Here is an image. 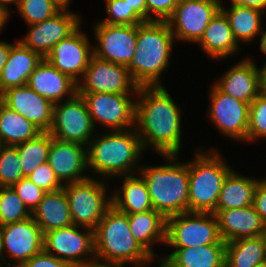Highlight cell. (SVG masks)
<instances>
[{
	"mask_svg": "<svg viewBox=\"0 0 266 267\" xmlns=\"http://www.w3.org/2000/svg\"><path fill=\"white\" fill-rule=\"evenodd\" d=\"M47 162L63 185L90 177V174L86 175V171L88 172L87 147L82 144L58 140L51 136Z\"/></svg>",
	"mask_w": 266,
	"mask_h": 267,
	"instance_id": "obj_19",
	"label": "cell"
},
{
	"mask_svg": "<svg viewBox=\"0 0 266 267\" xmlns=\"http://www.w3.org/2000/svg\"><path fill=\"white\" fill-rule=\"evenodd\" d=\"M108 185L107 180H100L94 176L83 181L64 184L63 189L68 199L74 225L92 230L96 228L107 209L112 205ZM108 194L110 195L108 196Z\"/></svg>",
	"mask_w": 266,
	"mask_h": 267,
	"instance_id": "obj_7",
	"label": "cell"
},
{
	"mask_svg": "<svg viewBox=\"0 0 266 267\" xmlns=\"http://www.w3.org/2000/svg\"><path fill=\"white\" fill-rule=\"evenodd\" d=\"M263 238H264V241H265V247H266V231H265V233L263 234Z\"/></svg>",
	"mask_w": 266,
	"mask_h": 267,
	"instance_id": "obj_57",
	"label": "cell"
},
{
	"mask_svg": "<svg viewBox=\"0 0 266 267\" xmlns=\"http://www.w3.org/2000/svg\"><path fill=\"white\" fill-rule=\"evenodd\" d=\"M18 1L19 0H0V6L3 7L7 12L11 14L9 5L12 6L13 4L16 8L18 5Z\"/></svg>",
	"mask_w": 266,
	"mask_h": 267,
	"instance_id": "obj_50",
	"label": "cell"
},
{
	"mask_svg": "<svg viewBox=\"0 0 266 267\" xmlns=\"http://www.w3.org/2000/svg\"><path fill=\"white\" fill-rule=\"evenodd\" d=\"M220 7V0H180L167 20L175 42L196 44Z\"/></svg>",
	"mask_w": 266,
	"mask_h": 267,
	"instance_id": "obj_14",
	"label": "cell"
},
{
	"mask_svg": "<svg viewBox=\"0 0 266 267\" xmlns=\"http://www.w3.org/2000/svg\"><path fill=\"white\" fill-rule=\"evenodd\" d=\"M174 44L167 21H145L137 25L136 49L127 69L139 87L164 86L162 74L170 68Z\"/></svg>",
	"mask_w": 266,
	"mask_h": 267,
	"instance_id": "obj_3",
	"label": "cell"
},
{
	"mask_svg": "<svg viewBox=\"0 0 266 267\" xmlns=\"http://www.w3.org/2000/svg\"><path fill=\"white\" fill-rule=\"evenodd\" d=\"M200 148L188 161V212L213 213L216 209L223 182L232 170L215 147L208 151Z\"/></svg>",
	"mask_w": 266,
	"mask_h": 267,
	"instance_id": "obj_6",
	"label": "cell"
},
{
	"mask_svg": "<svg viewBox=\"0 0 266 267\" xmlns=\"http://www.w3.org/2000/svg\"><path fill=\"white\" fill-rule=\"evenodd\" d=\"M258 180L232 169L223 182L215 211L252 206Z\"/></svg>",
	"mask_w": 266,
	"mask_h": 267,
	"instance_id": "obj_31",
	"label": "cell"
},
{
	"mask_svg": "<svg viewBox=\"0 0 266 267\" xmlns=\"http://www.w3.org/2000/svg\"><path fill=\"white\" fill-rule=\"evenodd\" d=\"M11 14L0 6V35L4 27H6Z\"/></svg>",
	"mask_w": 266,
	"mask_h": 267,
	"instance_id": "obj_49",
	"label": "cell"
},
{
	"mask_svg": "<svg viewBox=\"0 0 266 267\" xmlns=\"http://www.w3.org/2000/svg\"><path fill=\"white\" fill-rule=\"evenodd\" d=\"M219 233L224 242L241 238L261 236L266 231V224L254 206L239 209L214 211Z\"/></svg>",
	"mask_w": 266,
	"mask_h": 267,
	"instance_id": "obj_23",
	"label": "cell"
},
{
	"mask_svg": "<svg viewBox=\"0 0 266 267\" xmlns=\"http://www.w3.org/2000/svg\"><path fill=\"white\" fill-rule=\"evenodd\" d=\"M229 6H247L266 12V0H230Z\"/></svg>",
	"mask_w": 266,
	"mask_h": 267,
	"instance_id": "obj_45",
	"label": "cell"
},
{
	"mask_svg": "<svg viewBox=\"0 0 266 267\" xmlns=\"http://www.w3.org/2000/svg\"><path fill=\"white\" fill-rule=\"evenodd\" d=\"M27 86L53 104L62 102V99H71L77 94V83L45 58L29 76Z\"/></svg>",
	"mask_w": 266,
	"mask_h": 267,
	"instance_id": "obj_22",
	"label": "cell"
},
{
	"mask_svg": "<svg viewBox=\"0 0 266 267\" xmlns=\"http://www.w3.org/2000/svg\"><path fill=\"white\" fill-rule=\"evenodd\" d=\"M64 7L59 0H19L16 10L26 25H32L52 18Z\"/></svg>",
	"mask_w": 266,
	"mask_h": 267,
	"instance_id": "obj_35",
	"label": "cell"
},
{
	"mask_svg": "<svg viewBox=\"0 0 266 267\" xmlns=\"http://www.w3.org/2000/svg\"><path fill=\"white\" fill-rule=\"evenodd\" d=\"M59 1L63 3L65 6H70L72 0H59Z\"/></svg>",
	"mask_w": 266,
	"mask_h": 267,
	"instance_id": "obj_55",
	"label": "cell"
},
{
	"mask_svg": "<svg viewBox=\"0 0 266 267\" xmlns=\"http://www.w3.org/2000/svg\"><path fill=\"white\" fill-rule=\"evenodd\" d=\"M138 87L126 66L92 55L77 83V93L137 94Z\"/></svg>",
	"mask_w": 266,
	"mask_h": 267,
	"instance_id": "obj_13",
	"label": "cell"
},
{
	"mask_svg": "<svg viewBox=\"0 0 266 267\" xmlns=\"http://www.w3.org/2000/svg\"><path fill=\"white\" fill-rule=\"evenodd\" d=\"M31 217L41 228L42 233L68 227L73 224L68 199L62 188L46 192L43 199L31 213Z\"/></svg>",
	"mask_w": 266,
	"mask_h": 267,
	"instance_id": "obj_29",
	"label": "cell"
},
{
	"mask_svg": "<svg viewBox=\"0 0 266 267\" xmlns=\"http://www.w3.org/2000/svg\"><path fill=\"white\" fill-rule=\"evenodd\" d=\"M50 146L51 135L48 132H42L36 138L16 145L23 177L28 178L37 167L48 161Z\"/></svg>",
	"mask_w": 266,
	"mask_h": 267,
	"instance_id": "obj_34",
	"label": "cell"
},
{
	"mask_svg": "<svg viewBox=\"0 0 266 267\" xmlns=\"http://www.w3.org/2000/svg\"><path fill=\"white\" fill-rule=\"evenodd\" d=\"M122 184L111 190L112 205L119 211L131 213H144L153 210L147 184L139 174L116 177Z\"/></svg>",
	"mask_w": 266,
	"mask_h": 267,
	"instance_id": "obj_27",
	"label": "cell"
},
{
	"mask_svg": "<svg viewBox=\"0 0 266 267\" xmlns=\"http://www.w3.org/2000/svg\"><path fill=\"white\" fill-rule=\"evenodd\" d=\"M40 133L36 125L0 101V145L16 146Z\"/></svg>",
	"mask_w": 266,
	"mask_h": 267,
	"instance_id": "obj_32",
	"label": "cell"
},
{
	"mask_svg": "<svg viewBox=\"0 0 266 267\" xmlns=\"http://www.w3.org/2000/svg\"><path fill=\"white\" fill-rule=\"evenodd\" d=\"M207 117L221 136L237 143L247 142L250 104L221 92L214 84L209 88Z\"/></svg>",
	"mask_w": 266,
	"mask_h": 267,
	"instance_id": "obj_11",
	"label": "cell"
},
{
	"mask_svg": "<svg viewBox=\"0 0 266 267\" xmlns=\"http://www.w3.org/2000/svg\"><path fill=\"white\" fill-rule=\"evenodd\" d=\"M253 206L266 224V176L259 179L254 192Z\"/></svg>",
	"mask_w": 266,
	"mask_h": 267,
	"instance_id": "obj_44",
	"label": "cell"
},
{
	"mask_svg": "<svg viewBox=\"0 0 266 267\" xmlns=\"http://www.w3.org/2000/svg\"><path fill=\"white\" fill-rule=\"evenodd\" d=\"M12 188L31 213L46 193L43 189L37 187L33 182H31L27 177H24L15 183Z\"/></svg>",
	"mask_w": 266,
	"mask_h": 267,
	"instance_id": "obj_40",
	"label": "cell"
},
{
	"mask_svg": "<svg viewBox=\"0 0 266 267\" xmlns=\"http://www.w3.org/2000/svg\"><path fill=\"white\" fill-rule=\"evenodd\" d=\"M84 22L68 37L59 41L45 57L57 70L78 83L93 55L89 35L83 32Z\"/></svg>",
	"mask_w": 266,
	"mask_h": 267,
	"instance_id": "obj_18",
	"label": "cell"
},
{
	"mask_svg": "<svg viewBox=\"0 0 266 267\" xmlns=\"http://www.w3.org/2000/svg\"><path fill=\"white\" fill-rule=\"evenodd\" d=\"M213 60H227L238 55L240 46L233 37L225 14L219 10L209 22L200 40L196 43ZM238 51V52H237Z\"/></svg>",
	"mask_w": 266,
	"mask_h": 267,
	"instance_id": "obj_24",
	"label": "cell"
},
{
	"mask_svg": "<svg viewBox=\"0 0 266 267\" xmlns=\"http://www.w3.org/2000/svg\"><path fill=\"white\" fill-rule=\"evenodd\" d=\"M131 234L141 247L152 257L158 258L154 248L156 244L166 242V218L153 210L144 213L127 214Z\"/></svg>",
	"mask_w": 266,
	"mask_h": 267,
	"instance_id": "obj_28",
	"label": "cell"
},
{
	"mask_svg": "<svg viewBox=\"0 0 266 267\" xmlns=\"http://www.w3.org/2000/svg\"><path fill=\"white\" fill-rule=\"evenodd\" d=\"M161 157L166 160L165 164H141L138 173L147 184L153 209L167 218L188 212V161H180L179 154Z\"/></svg>",
	"mask_w": 266,
	"mask_h": 267,
	"instance_id": "obj_4",
	"label": "cell"
},
{
	"mask_svg": "<svg viewBox=\"0 0 266 267\" xmlns=\"http://www.w3.org/2000/svg\"><path fill=\"white\" fill-rule=\"evenodd\" d=\"M107 17L101 23L113 25H140L145 21L124 0H105Z\"/></svg>",
	"mask_w": 266,
	"mask_h": 267,
	"instance_id": "obj_38",
	"label": "cell"
},
{
	"mask_svg": "<svg viewBox=\"0 0 266 267\" xmlns=\"http://www.w3.org/2000/svg\"><path fill=\"white\" fill-rule=\"evenodd\" d=\"M2 233H1V226H0V266H2Z\"/></svg>",
	"mask_w": 266,
	"mask_h": 267,
	"instance_id": "obj_54",
	"label": "cell"
},
{
	"mask_svg": "<svg viewBox=\"0 0 266 267\" xmlns=\"http://www.w3.org/2000/svg\"><path fill=\"white\" fill-rule=\"evenodd\" d=\"M83 23L78 13L65 6L58 14L42 22L27 25L28 32L17 39L24 47L39 53L45 58L62 39L72 34Z\"/></svg>",
	"mask_w": 266,
	"mask_h": 267,
	"instance_id": "obj_16",
	"label": "cell"
},
{
	"mask_svg": "<svg viewBox=\"0 0 266 267\" xmlns=\"http://www.w3.org/2000/svg\"><path fill=\"white\" fill-rule=\"evenodd\" d=\"M95 129L80 95L53 105L52 124L48 131L53 138L87 147L96 134Z\"/></svg>",
	"mask_w": 266,
	"mask_h": 267,
	"instance_id": "obj_10",
	"label": "cell"
},
{
	"mask_svg": "<svg viewBox=\"0 0 266 267\" xmlns=\"http://www.w3.org/2000/svg\"><path fill=\"white\" fill-rule=\"evenodd\" d=\"M127 2L144 21H146V1L145 0H124Z\"/></svg>",
	"mask_w": 266,
	"mask_h": 267,
	"instance_id": "obj_46",
	"label": "cell"
},
{
	"mask_svg": "<svg viewBox=\"0 0 266 267\" xmlns=\"http://www.w3.org/2000/svg\"><path fill=\"white\" fill-rule=\"evenodd\" d=\"M70 267H109V266H106L98 261H94L87 264L71 265Z\"/></svg>",
	"mask_w": 266,
	"mask_h": 267,
	"instance_id": "obj_51",
	"label": "cell"
},
{
	"mask_svg": "<svg viewBox=\"0 0 266 267\" xmlns=\"http://www.w3.org/2000/svg\"><path fill=\"white\" fill-rule=\"evenodd\" d=\"M260 40V49L261 52L266 55V30H264L263 34L261 35V37L258 39Z\"/></svg>",
	"mask_w": 266,
	"mask_h": 267,
	"instance_id": "obj_52",
	"label": "cell"
},
{
	"mask_svg": "<svg viewBox=\"0 0 266 267\" xmlns=\"http://www.w3.org/2000/svg\"><path fill=\"white\" fill-rule=\"evenodd\" d=\"M2 267H20L43 251L44 234L35 220H26L1 226ZM15 260L10 263L6 257Z\"/></svg>",
	"mask_w": 266,
	"mask_h": 267,
	"instance_id": "obj_15",
	"label": "cell"
},
{
	"mask_svg": "<svg viewBox=\"0 0 266 267\" xmlns=\"http://www.w3.org/2000/svg\"><path fill=\"white\" fill-rule=\"evenodd\" d=\"M93 28L96 41L93 55L127 67L136 49L137 25H113L97 21Z\"/></svg>",
	"mask_w": 266,
	"mask_h": 267,
	"instance_id": "obj_17",
	"label": "cell"
},
{
	"mask_svg": "<svg viewBox=\"0 0 266 267\" xmlns=\"http://www.w3.org/2000/svg\"><path fill=\"white\" fill-rule=\"evenodd\" d=\"M264 261L266 247L263 235L226 243L225 267H253Z\"/></svg>",
	"mask_w": 266,
	"mask_h": 267,
	"instance_id": "obj_33",
	"label": "cell"
},
{
	"mask_svg": "<svg viewBox=\"0 0 266 267\" xmlns=\"http://www.w3.org/2000/svg\"><path fill=\"white\" fill-rule=\"evenodd\" d=\"M220 10L225 14L232 34L238 45L240 43L251 44L256 37H260L264 30L262 19L266 12L247 6L225 7L223 0H220Z\"/></svg>",
	"mask_w": 266,
	"mask_h": 267,
	"instance_id": "obj_30",
	"label": "cell"
},
{
	"mask_svg": "<svg viewBox=\"0 0 266 267\" xmlns=\"http://www.w3.org/2000/svg\"><path fill=\"white\" fill-rule=\"evenodd\" d=\"M77 94L84 100L97 131L98 124L101 128L103 126V131L105 127L106 131L135 128V101L137 94L104 92Z\"/></svg>",
	"mask_w": 266,
	"mask_h": 267,
	"instance_id": "obj_9",
	"label": "cell"
},
{
	"mask_svg": "<svg viewBox=\"0 0 266 267\" xmlns=\"http://www.w3.org/2000/svg\"><path fill=\"white\" fill-rule=\"evenodd\" d=\"M253 267H266V261L261 262V263H259V264H256V265L253 266Z\"/></svg>",
	"mask_w": 266,
	"mask_h": 267,
	"instance_id": "obj_56",
	"label": "cell"
},
{
	"mask_svg": "<svg viewBox=\"0 0 266 267\" xmlns=\"http://www.w3.org/2000/svg\"><path fill=\"white\" fill-rule=\"evenodd\" d=\"M214 85L223 93L251 104L260 94L257 64L252 57H245L223 73L214 82Z\"/></svg>",
	"mask_w": 266,
	"mask_h": 267,
	"instance_id": "obj_21",
	"label": "cell"
},
{
	"mask_svg": "<svg viewBox=\"0 0 266 267\" xmlns=\"http://www.w3.org/2000/svg\"><path fill=\"white\" fill-rule=\"evenodd\" d=\"M31 217V212L12 187H0V226L20 222Z\"/></svg>",
	"mask_w": 266,
	"mask_h": 267,
	"instance_id": "obj_36",
	"label": "cell"
},
{
	"mask_svg": "<svg viewBox=\"0 0 266 267\" xmlns=\"http://www.w3.org/2000/svg\"><path fill=\"white\" fill-rule=\"evenodd\" d=\"M43 250L70 265L94 262V230L72 224L46 232Z\"/></svg>",
	"mask_w": 266,
	"mask_h": 267,
	"instance_id": "obj_12",
	"label": "cell"
},
{
	"mask_svg": "<svg viewBox=\"0 0 266 267\" xmlns=\"http://www.w3.org/2000/svg\"><path fill=\"white\" fill-rule=\"evenodd\" d=\"M14 44L15 43L12 44V43L0 40V75H1L4 65L6 64L8 60L10 49Z\"/></svg>",
	"mask_w": 266,
	"mask_h": 267,
	"instance_id": "obj_47",
	"label": "cell"
},
{
	"mask_svg": "<svg viewBox=\"0 0 266 267\" xmlns=\"http://www.w3.org/2000/svg\"><path fill=\"white\" fill-rule=\"evenodd\" d=\"M166 246L188 248L226 244L213 213L185 212L166 218Z\"/></svg>",
	"mask_w": 266,
	"mask_h": 267,
	"instance_id": "obj_8",
	"label": "cell"
},
{
	"mask_svg": "<svg viewBox=\"0 0 266 267\" xmlns=\"http://www.w3.org/2000/svg\"><path fill=\"white\" fill-rule=\"evenodd\" d=\"M96 261L109 266L141 265L153 258L131 234L128 216L111 205L94 229Z\"/></svg>",
	"mask_w": 266,
	"mask_h": 267,
	"instance_id": "obj_5",
	"label": "cell"
},
{
	"mask_svg": "<svg viewBox=\"0 0 266 267\" xmlns=\"http://www.w3.org/2000/svg\"><path fill=\"white\" fill-rule=\"evenodd\" d=\"M146 21H167L180 0H145Z\"/></svg>",
	"mask_w": 266,
	"mask_h": 267,
	"instance_id": "obj_42",
	"label": "cell"
},
{
	"mask_svg": "<svg viewBox=\"0 0 266 267\" xmlns=\"http://www.w3.org/2000/svg\"><path fill=\"white\" fill-rule=\"evenodd\" d=\"M0 101L32 122L42 132L49 131L54 104L27 85L6 89L0 94Z\"/></svg>",
	"mask_w": 266,
	"mask_h": 267,
	"instance_id": "obj_20",
	"label": "cell"
},
{
	"mask_svg": "<svg viewBox=\"0 0 266 267\" xmlns=\"http://www.w3.org/2000/svg\"><path fill=\"white\" fill-rule=\"evenodd\" d=\"M37 187L45 192H53L63 188V184L56 177L48 162L37 167L28 177Z\"/></svg>",
	"mask_w": 266,
	"mask_h": 267,
	"instance_id": "obj_41",
	"label": "cell"
},
{
	"mask_svg": "<svg viewBox=\"0 0 266 267\" xmlns=\"http://www.w3.org/2000/svg\"><path fill=\"white\" fill-rule=\"evenodd\" d=\"M266 140V96L261 93L249 106L247 142Z\"/></svg>",
	"mask_w": 266,
	"mask_h": 267,
	"instance_id": "obj_39",
	"label": "cell"
},
{
	"mask_svg": "<svg viewBox=\"0 0 266 267\" xmlns=\"http://www.w3.org/2000/svg\"><path fill=\"white\" fill-rule=\"evenodd\" d=\"M43 59L16 40L0 75V94L11 87L27 85L29 76Z\"/></svg>",
	"mask_w": 266,
	"mask_h": 267,
	"instance_id": "obj_26",
	"label": "cell"
},
{
	"mask_svg": "<svg viewBox=\"0 0 266 267\" xmlns=\"http://www.w3.org/2000/svg\"><path fill=\"white\" fill-rule=\"evenodd\" d=\"M68 262L46 253L44 250L24 262L20 267H70Z\"/></svg>",
	"mask_w": 266,
	"mask_h": 267,
	"instance_id": "obj_43",
	"label": "cell"
},
{
	"mask_svg": "<svg viewBox=\"0 0 266 267\" xmlns=\"http://www.w3.org/2000/svg\"><path fill=\"white\" fill-rule=\"evenodd\" d=\"M257 70L259 76L260 93L266 96V62L260 67L257 66Z\"/></svg>",
	"mask_w": 266,
	"mask_h": 267,
	"instance_id": "obj_48",
	"label": "cell"
},
{
	"mask_svg": "<svg viewBox=\"0 0 266 267\" xmlns=\"http://www.w3.org/2000/svg\"><path fill=\"white\" fill-rule=\"evenodd\" d=\"M135 130L145 151L160 155L179 154L182 148V108L165 86L138 87ZM151 147V148H150Z\"/></svg>",
	"mask_w": 266,
	"mask_h": 267,
	"instance_id": "obj_1",
	"label": "cell"
},
{
	"mask_svg": "<svg viewBox=\"0 0 266 267\" xmlns=\"http://www.w3.org/2000/svg\"><path fill=\"white\" fill-rule=\"evenodd\" d=\"M16 146L0 145V187H12L23 177Z\"/></svg>",
	"mask_w": 266,
	"mask_h": 267,
	"instance_id": "obj_37",
	"label": "cell"
},
{
	"mask_svg": "<svg viewBox=\"0 0 266 267\" xmlns=\"http://www.w3.org/2000/svg\"><path fill=\"white\" fill-rule=\"evenodd\" d=\"M96 134L87 146L89 173L107 181L138 173L145 150L135 128Z\"/></svg>",
	"mask_w": 266,
	"mask_h": 267,
	"instance_id": "obj_2",
	"label": "cell"
},
{
	"mask_svg": "<svg viewBox=\"0 0 266 267\" xmlns=\"http://www.w3.org/2000/svg\"><path fill=\"white\" fill-rule=\"evenodd\" d=\"M172 249L159 256L158 267H225L226 244Z\"/></svg>",
	"mask_w": 266,
	"mask_h": 267,
	"instance_id": "obj_25",
	"label": "cell"
},
{
	"mask_svg": "<svg viewBox=\"0 0 266 267\" xmlns=\"http://www.w3.org/2000/svg\"><path fill=\"white\" fill-rule=\"evenodd\" d=\"M155 260H157V259L156 258H153L150 262H147V263H144V264H141V265H132V266L129 265V267H149L151 264H153L154 262H156ZM114 267H124V266H114Z\"/></svg>",
	"mask_w": 266,
	"mask_h": 267,
	"instance_id": "obj_53",
	"label": "cell"
}]
</instances>
